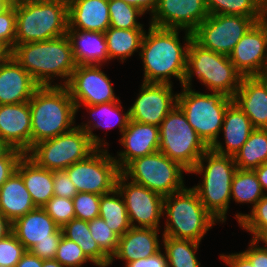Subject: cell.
<instances>
[{"label": "cell", "mask_w": 267, "mask_h": 267, "mask_svg": "<svg viewBox=\"0 0 267 267\" xmlns=\"http://www.w3.org/2000/svg\"><path fill=\"white\" fill-rule=\"evenodd\" d=\"M179 34L180 29L159 28L149 24L139 54L144 69L143 82L172 85L171 78L174 77L180 81L181 87L184 85L187 54L193 33L185 31L183 46Z\"/></svg>", "instance_id": "cell-1"}, {"label": "cell", "mask_w": 267, "mask_h": 267, "mask_svg": "<svg viewBox=\"0 0 267 267\" xmlns=\"http://www.w3.org/2000/svg\"><path fill=\"white\" fill-rule=\"evenodd\" d=\"M12 57L40 86H66L76 68L67 35L45 41L15 44ZM55 77L63 79V82L52 84Z\"/></svg>", "instance_id": "cell-2"}, {"label": "cell", "mask_w": 267, "mask_h": 267, "mask_svg": "<svg viewBox=\"0 0 267 267\" xmlns=\"http://www.w3.org/2000/svg\"><path fill=\"white\" fill-rule=\"evenodd\" d=\"M31 147L75 127L77 110L66 86H40L29 101Z\"/></svg>", "instance_id": "cell-3"}, {"label": "cell", "mask_w": 267, "mask_h": 267, "mask_svg": "<svg viewBox=\"0 0 267 267\" xmlns=\"http://www.w3.org/2000/svg\"><path fill=\"white\" fill-rule=\"evenodd\" d=\"M237 169L233 156L221 155L209 148L189 172L203 175L202 182L192 189L219 223H224L227 219L226 214L231 203V183Z\"/></svg>", "instance_id": "cell-4"}, {"label": "cell", "mask_w": 267, "mask_h": 267, "mask_svg": "<svg viewBox=\"0 0 267 267\" xmlns=\"http://www.w3.org/2000/svg\"><path fill=\"white\" fill-rule=\"evenodd\" d=\"M166 214V216H165ZM162 236L201 242L207 231L218 221L206 210L192 188L164 197Z\"/></svg>", "instance_id": "cell-5"}, {"label": "cell", "mask_w": 267, "mask_h": 267, "mask_svg": "<svg viewBox=\"0 0 267 267\" xmlns=\"http://www.w3.org/2000/svg\"><path fill=\"white\" fill-rule=\"evenodd\" d=\"M195 75L209 91L221 92L231 98L243 78L228 56L206 49L192 39L187 54L184 86L192 88Z\"/></svg>", "instance_id": "cell-6"}, {"label": "cell", "mask_w": 267, "mask_h": 267, "mask_svg": "<svg viewBox=\"0 0 267 267\" xmlns=\"http://www.w3.org/2000/svg\"><path fill=\"white\" fill-rule=\"evenodd\" d=\"M68 4L27 0L16 5L15 44L45 41L67 35Z\"/></svg>", "instance_id": "cell-7"}, {"label": "cell", "mask_w": 267, "mask_h": 267, "mask_svg": "<svg viewBox=\"0 0 267 267\" xmlns=\"http://www.w3.org/2000/svg\"><path fill=\"white\" fill-rule=\"evenodd\" d=\"M232 101L233 98L221 92L202 93L183 85L178 93L177 105L210 148L219 138L226 109Z\"/></svg>", "instance_id": "cell-8"}, {"label": "cell", "mask_w": 267, "mask_h": 267, "mask_svg": "<svg viewBox=\"0 0 267 267\" xmlns=\"http://www.w3.org/2000/svg\"><path fill=\"white\" fill-rule=\"evenodd\" d=\"M209 149L176 105L159 126L158 151L179 163L188 173Z\"/></svg>", "instance_id": "cell-9"}, {"label": "cell", "mask_w": 267, "mask_h": 267, "mask_svg": "<svg viewBox=\"0 0 267 267\" xmlns=\"http://www.w3.org/2000/svg\"><path fill=\"white\" fill-rule=\"evenodd\" d=\"M183 172L188 173L179 163L159 151L134 159L121 171L130 181L163 197L186 187Z\"/></svg>", "instance_id": "cell-10"}, {"label": "cell", "mask_w": 267, "mask_h": 267, "mask_svg": "<svg viewBox=\"0 0 267 267\" xmlns=\"http://www.w3.org/2000/svg\"><path fill=\"white\" fill-rule=\"evenodd\" d=\"M96 149L88 134L76 125L69 132L34 144L26 155L42 168L63 171Z\"/></svg>", "instance_id": "cell-11"}, {"label": "cell", "mask_w": 267, "mask_h": 267, "mask_svg": "<svg viewBox=\"0 0 267 267\" xmlns=\"http://www.w3.org/2000/svg\"><path fill=\"white\" fill-rule=\"evenodd\" d=\"M79 192L104 195L116 188L121 173L117 162L106 148H97L84 160L64 170Z\"/></svg>", "instance_id": "cell-12"}, {"label": "cell", "mask_w": 267, "mask_h": 267, "mask_svg": "<svg viewBox=\"0 0 267 267\" xmlns=\"http://www.w3.org/2000/svg\"><path fill=\"white\" fill-rule=\"evenodd\" d=\"M260 17L210 14L193 32L202 47L229 56L236 44Z\"/></svg>", "instance_id": "cell-13"}, {"label": "cell", "mask_w": 267, "mask_h": 267, "mask_svg": "<svg viewBox=\"0 0 267 267\" xmlns=\"http://www.w3.org/2000/svg\"><path fill=\"white\" fill-rule=\"evenodd\" d=\"M116 188L124 199L132 227L160 229V219L163 218V196L130 181L122 173L118 175Z\"/></svg>", "instance_id": "cell-14"}, {"label": "cell", "mask_w": 267, "mask_h": 267, "mask_svg": "<svg viewBox=\"0 0 267 267\" xmlns=\"http://www.w3.org/2000/svg\"><path fill=\"white\" fill-rule=\"evenodd\" d=\"M102 65H76L66 85L76 110L82 105H97L119 101L112 81L102 70Z\"/></svg>", "instance_id": "cell-15"}, {"label": "cell", "mask_w": 267, "mask_h": 267, "mask_svg": "<svg viewBox=\"0 0 267 267\" xmlns=\"http://www.w3.org/2000/svg\"><path fill=\"white\" fill-rule=\"evenodd\" d=\"M173 85L142 82L135 102L128 108L130 120L159 127L167 114L177 105L178 93Z\"/></svg>", "instance_id": "cell-16"}, {"label": "cell", "mask_w": 267, "mask_h": 267, "mask_svg": "<svg viewBox=\"0 0 267 267\" xmlns=\"http://www.w3.org/2000/svg\"><path fill=\"white\" fill-rule=\"evenodd\" d=\"M209 15L205 0H157L149 24L193 33Z\"/></svg>", "instance_id": "cell-17"}, {"label": "cell", "mask_w": 267, "mask_h": 267, "mask_svg": "<svg viewBox=\"0 0 267 267\" xmlns=\"http://www.w3.org/2000/svg\"><path fill=\"white\" fill-rule=\"evenodd\" d=\"M243 76H264L267 68V30L258 21L228 56Z\"/></svg>", "instance_id": "cell-18"}, {"label": "cell", "mask_w": 267, "mask_h": 267, "mask_svg": "<svg viewBox=\"0 0 267 267\" xmlns=\"http://www.w3.org/2000/svg\"><path fill=\"white\" fill-rule=\"evenodd\" d=\"M119 142L124 150L113 157L122 171L131 161L158 151L159 127L129 120Z\"/></svg>", "instance_id": "cell-19"}, {"label": "cell", "mask_w": 267, "mask_h": 267, "mask_svg": "<svg viewBox=\"0 0 267 267\" xmlns=\"http://www.w3.org/2000/svg\"><path fill=\"white\" fill-rule=\"evenodd\" d=\"M0 137L24 154L31 149L29 102L0 105Z\"/></svg>", "instance_id": "cell-20"}, {"label": "cell", "mask_w": 267, "mask_h": 267, "mask_svg": "<svg viewBox=\"0 0 267 267\" xmlns=\"http://www.w3.org/2000/svg\"><path fill=\"white\" fill-rule=\"evenodd\" d=\"M233 101L254 128L267 129V76H243Z\"/></svg>", "instance_id": "cell-21"}, {"label": "cell", "mask_w": 267, "mask_h": 267, "mask_svg": "<svg viewBox=\"0 0 267 267\" xmlns=\"http://www.w3.org/2000/svg\"><path fill=\"white\" fill-rule=\"evenodd\" d=\"M39 87L13 57L0 66V105L29 102Z\"/></svg>", "instance_id": "cell-22"}, {"label": "cell", "mask_w": 267, "mask_h": 267, "mask_svg": "<svg viewBox=\"0 0 267 267\" xmlns=\"http://www.w3.org/2000/svg\"><path fill=\"white\" fill-rule=\"evenodd\" d=\"M254 129L248 116L232 101L226 109L221 128L224 143L217 140L210 149L218 154L234 157Z\"/></svg>", "instance_id": "cell-23"}, {"label": "cell", "mask_w": 267, "mask_h": 267, "mask_svg": "<svg viewBox=\"0 0 267 267\" xmlns=\"http://www.w3.org/2000/svg\"><path fill=\"white\" fill-rule=\"evenodd\" d=\"M159 232L160 229L131 227L119 237L117 251L111 257L110 265L115 258L124 260L126 265L159 252L162 248L159 244Z\"/></svg>", "instance_id": "cell-24"}, {"label": "cell", "mask_w": 267, "mask_h": 267, "mask_svg": "<svg viewBox=\"0 0 267 267\" xmlns=\"http://www.w3.org/2000/svg\"><path fill=\"white\" fill-rule=\"evenodd\" d=\"M86 107V110H89V115L94 118L87 121V123H81L77 125L79 128L83 129L89 136L91 142L97 148H107L109 143L105 142L104 138H99L98 135L93 133V130L98 128L112 129L113 127L118 126L120 135L127 128L128 122L130 120L129 110L123 113V107L121 105V100L102 103L97 105H83ZM122 112V114H121ZM99 116V121L98 118ZM96 119V122H95ZM106 145V146H105Z\"/></svg>", "instance_id": "cell-25"}, {"label": "cell", "mask_w": 267, "mask_h": 267, "mask_svg": "<svg viewBox=\"0 0 267 267\" xmlns=\"http://www.w3.org/2000/svg\"><path fill=\"white\" fill-rule=\"evenodd\" d=\"M109 27L108 0H70L68 29L104 33Z\"/></svg>", "instance_id": "cell-26"}, {"label": "cell", "mask_w": 267, "mask_h": 267, "mask_svg": "<svg viewBox=\"0 0 267 267\" xmlns=\"http://www.w3.org/2000/svg\"><path fill=\"white\" fill-rule=\"evenodd\" d=\"M59 228L42 207H36L12 223V232L26 251L38 242L52 240V234Z\"/></svg>", "instance_id": "cell-27"}, {"label": "cell", "mask_w": 267, "mask_h": 267, "mask_svg": "<svg viewBox=\"0 0 267 267\" xmlns=\"http://www.w3.org/2000/svg\"><path fill=\"white\" fill-rule=\"evenodd\" d=\"M76 65H103L109 61L103 32L67 29Z\"/></svg>", "instance_id": "cell-28"}, {"label": "cell", "mask_w": 267, "mask_h": 267, "mask_svg": "<svg viewBox=\"0 0 267 267\" xmlns=\"http://www.w3.org/2000/svg\"><path fill=\"white\" fill-rule=\"evenodd\" d=\"M16 171L36 207L44 206L53 196V171L38 166L26 154L19 160Z\"/></svg>", "instance_id": "cell-29"}, {"label": "cell", "mask_w": 267, "mask_h": 267, "mask_svg": "<svg viewBox=\"0 0 267 267\" xmlns=\"http://www.w3.org/2000/svg\"><path fill=\"white\" fill-rule=\"evenodd\" d=\"M35 208L22 176L15 171L0 186V212L13 223Z\"/></svg>", "instance_id": "cell-30"}, {"label": "cell", "mask_w": 267, "mask_h": 267, "mask_svg": "<svg viewBox=\"0 0 267 267\" xmlns=\"http://www.w3.org/2000/svg\"><path fill=\"white\" fill-rule=\"evenodd\" d=\"M62 235L77 243L84 254L98 267H109L110 258L101 250L92 238L88 221L71 219L62 228Z\"/></svg>", "instance_id": "cell-31"}, {"label": "cell", "mask_w": 267, "mask_h": 267, "mask_svg": "<svg viewBox=\"0 0 267 267\" xmlns=\"http://www.w3.org/2000/svg\"><path fill=\"white\" fill-rule=\"evenodd\" d=\"M145 29H117L109 27L105 32L109 61L120 59L122 63L141 49Z\"/></svg>", "instance_id": "cell-32"}, {"label": "cell", "mask_w": 267, "mask_h": 267, "mask_svg": "<svg viewBox=\"0 0 267 267\" xmlns=\"http://www.w3.org/2000/svg\"><path fill=\"white\" fill-rule=\"evenodd\" d=\"M99 217L104 219L107 226L119 237L132 227L124 199L117 188L101 195Z\"/></svg>", "instance_id": "cell-33"}, {"label": "cell", "mask_w": 267, "mask_h": 267, "mask_svg": "<svg viewBox=\"0 0 267 267\" xmlns=\"http://www.w3.org/2000/svg\"><path fill=\"white\" fill-rule=\"evenodd\" d=\"M238 169L253 170L267 162V129L255 128L235 154Z\"/></svg>", "instance_id": "cell-34"}, {"label": "cell", "mask_w": 267, "mask_h": 267, "mask_svg": "<svg viewBox=\"0 0 267 267\" xmlns=\"http://www.w3.org/2000/svg\"><path fill=\"white\" fill-rule=\"evenodd\" d=\"M161 242L169 267H201L196 256L200 242L170 236H162Z\"/></svg>", "instance_id": "cell-35"}, {"label": "cell", "mask_w": 267, "mask_h": 267, "mask_svg": "<svg viewBox=\"0 0 267 267\" xmlns=\"http://www.w3.org/2000/svg\"><path fill=\"white\" fill-rule=\"evenodd\" d=\"M254 170L237 169L231 183V199L236 203H250L252 208L265 195Z\"/></svg>", "instance_id": "cell-36"}, {"label": "cell", "mask_w": 267, "mask_h": 267, "mask_svg": "<svg viewBox=\"0 0 267 267\" xmlns=\"http://www.w3.org/2000/svg\"><path fill=\"white\" fill-rule=\"evenodd\" d=\"M110 27L117 29H143L144 24L138 22L145 15L139 8L122 0H108Z\"/></svg>", "instance_id": "cell-37"}, {"label": "cell", "mask_w": 267, "mask_h": 267, "mask_svg": "<svg viewBox=\"0 0 267 267\" xmlns=\"http://www.w3.org/2000/svg\"><path fill=\"white\" fill-rule=\"evenodd\" d=\"M209 14L260 17L259 0H205Z\"/></svg>", "instance_id": "cell-38"}, {"label": "cell", "mask_w": 267, "mask_h": 267, "mask_svg": "<svg viewBox=\"0 0 267 267\" xmlns=\"http://www.w3.org/2000/svg\"><path fill=\"white\" fill-rule=\"evenodd\" d=\"M237 223L245 231L251 233L252 239H259L267 231V194L251 208L249 214L237 213Z\"/></svg>", "instance_id": "cell-39"}, {"label": "cell", "mask_w": 267, "mask_h": 267, "mask_svg": "<svg viewBox=\"0 0 267 267\" xmlns=\"http://www.w3.org/2000/svg\"><path fill=\"white\" fill-rule=\"evenodd\" d=\"M92 238L101 250L111 259L118 247L119 236L111 230L104 219L97 217L88 222Z\"/></svg>", "instance_id": "cell-40"}, {"label": "cell", "mask_w": 267, "mask_h": 267, "mask_svg": "<svg viewBox=\"0 0 267 267\" xmlns=\"http://www.w3.org/2000/svg\"><path fill=\"white\" fill-rule=\"evenodd\" d=\"M54 259L64 267H84L83 264L93 263L80 246L62 235Z\"/></svg>", "instance_id": "cell-41"}, {"label": "cell", "mask_w": 267, "mask_h": 267, "mask_svg": "<svg viewBox=\"0 0 267 267\" xmlns=\"http://www.w3.org/2000/svg\"><path fill=\"white\" fill-rule=\"evenodd\" d=\"M100 197L94 193H77L72 199L75 218L89 222L99 217Z\"/></svg>", "instance_id": "cell-42"}, {"label": "cell", "mask_w": 267, "mask_h": 267, "mask_svg": "<svg viewBox=\"0 0 267 267\" xmlns=\"http://www.w3.org/2000/svg\"><path fill=\"white\" fill-rule=\"evenodd\" d=\"M42 208L60 228L75 218L73 201L70 198L53 196Z\"/></svg>", "instance_id": "cell-43"}, {"label": "cell", "mask_w": 267, "mask_h": 267, "mask_svg": "<svg viewBox=\"0 0 267 267\" xmlns=\"http://www.w3.org/2000/svg\"><path fill=\"white\" fill-rule=\"evenodd\" d=\"M25 252L23 244L11 232L0 240V265L15 267Z\"/></svg>", "instance_id": "cell-44"}, {"label": "cell", "mask_w": 267, "mask_h": 267, "mask_svg": "<svg viewBox=\"0 0 267 267\" xmlns=\"http://www.w3.org/2000/svg\"><path fill=\"white\" fill-rule=\"evenodd\" d=\"M16 37V11L15 6H8L0 13V41L11 49L15 46Z\"/></svg>", "instance_id": "cell-45"}, {"label": "cell", "mask_w": 267, "mask_h": 267, "mask_svg": "<svg viewBox=\"0 0 267 267\" xmlns=\"http://www.w3.org/2000/svg\"><path fill=\"white\" fill-rule=\"evenodd\" d=\"M61 237L62 230L59 228L52 234V240L38 242L29 251L42 260L54 259Z\"/></svg>", "instance_id": "cell-46"}, {"label": "cell", "mask_w": 267, "mask_h": 267, "mask_svg": "<svg viewBox=\"0 0 267 267\" xmlns=\"http://www.w3.org/2000/svg\"><path fill=\"white\" fill-rule=\"evenodd\" d=\"M54 196L73 199L78 193L68 174L63 171H53Z\"/></svg>", "instance_id": "cell-47"}, {"label": "cell", "mask_w": 267, "mask_h": 267, "mask_svg": "<svg viewBox=\"0 0 267 267\" xmlns=\"http://www.w3.org/2000/svg\"><path fill=\"white\" fill-rule=\"evenodd\" d=\"M23 155L22 151L13 149L7 156L0 157V186L16 171Z\"/></svg>", "instance_id": "cell-48"}, {"label": "cell", "mask_w": 267, "mask_h": 267, "mask_svg": "<svg viewBox=\"0 0 267 267\" xmlns=\"http://www.w3.org/2000/svg\"><path fill=\"white\" fill-rule=\"evenodd\" d=\"M247 250L242 253L250 260L254 267H267V248L259 246L257 239H251Z\"/></svg>", "instance_id": "cell-49"}, {"label": "cell", "mask_w": 267, "mask_h": 267, "mask_svg": "<svg viewBox=\"0 0 267 267\" xmlns=\"http://www.w3.org/2000/svg\"><path fill=\"white\" fill-rule=\"evenodd\" d=\"M125 267H169L166 254L161 250L147 258L138 259L129 262Z\"/></svg>", "instance_id": "cell-50"}, {"label": "cell", "mask_w": 267, "mask_h": 267, "mask_svg": "<svg viewBox=\"0 0 267 267\" xmlns=\"http://www.w3.org/2000/svg\"><path fill=\"white\" fill-rule=\"evenodd\" d=\"M220 259L229 267H254L250 260L242 253L220 254Z\"/></svg>", "instance_id": "cell-51"}, {"label": "cell", "mask_w": 267, "mask_h": 267, "mask_svg": "<svg viewBox=\"0 0 267 267\" xmlns=\"http://www.w3.org/2000/svg\"><path fill=\"white\" fill-rule=\"evenodd\" d=\"M15 267H43V260L30 251H26Z\"/></svg>", "instance_id": "cell-52"}, {"label": "cell", "mask_w": 267, "mask_h": 267, "mask_svg": "<svg viewBox=\"0 0 267 267\" xmlns=\"http://www.w3.org/2000/svg\"><path fill=\"white\" fill-rule=\"evenodd\" d=\"M127 4L133 5L137 8H139L143 13H152L155 10L157 0H122Z\"/></svg>", "instance_id": "cell-53"}, {"label": "cell", "mask_w": 267, "mask_h": 267, "mask_svg": "<svg viewBox=\"0 0 267 267\" xmlns=\"http://www.w3.org/2000/svg\"><path fill=\"white\" fill-rule=\"evenodd\" d=\"M260 182L264 193L267 191V162L253 169ZM267 194V192H266Z\"/></svg>", "instance_id": "cell-54"}, {"label": "cell", "mask_w": 267, "mask_h": 267, "mask_svg": "<svg viewBox=\"0 0 267 267\" xmlns=\"http://www.w3.org/2000/svg\"><path fill=\"white\" fill-rule=\"evenodd\" d=\"M12 232V223L0 212V240Z\"/></svg>", "instance_id": "cell-55"}, {"label": "cell", "mask_w": 267, "mask_h": 267, "mask_svg": "<svg viewBox=\"0 0 267 267\" xmlns=\"http://www.w3.org/2000/svg\"><path fill=\"white\" fill-rule=\"evenodd\" d=\"M12 57V49L0 41V66L6 63Z\"/></svg>", "instance_id": "cell-56"}, {"label": "cell", "mask_w": 267, "mask_h": 267, "mask_svg": "<svg viewBox=\"0 0 267 267\" xmlns=\"http://www.w3.org/2000/svg\"><path fill=\"white\" fill-rule=\"evenodd\" d=\"M14 148L0 137V157L7 156Z\"/></svg>", "instance_id": "cell-57"}, {"label": "cell", "mask_w": 267, "mask_h": 267, "mask_svg": "<svg viewBox=\"0 0 267 267\" xmlns=\"http://www.w3.org/2000/svg\"><path fill=\"white\" fill-rule=\"evenodd\" d=\"M259 22L267 30V4L263 5L260 10V20Z\"/></svg>", "instance_id": "cell-58"}, {"label": "cell", "mask_w": 267, "mask_h": 267, "mask_svg": "<svg viewBox=\"0 0 267 267\" xmlns=\"http://www.w3.org/2000/svg\"><path fill=\"white\" fill-rule=\"evenodd\" d=\"M43 267H64L55 259L43 260Z\"/></svg>", "instance_id": "cell-59"}, {"label": "cell", "mask_w": 267, "mask_h": 267, "mask_svg": "<svg viewBox=\"0 0 267 267\" xmlns=\"http://www.w3.org/2000/svg\"><path fill=\"white\" fill-rule=\"evenodd\" d=\"M9 6H16L23 4L27 0H4Z\"/></svg>", "instance_id": "cell-60"}, {"label": "cell", "mask_w": 267, "mask_h": 267, "mask_svg": "<svg viewBox=\"0 0 267 267\" xmlns=\"http://www.w3.org/2000/svg\"><path fill=\"white\" fill-rule=\"evenodd\" d=\"M36 2H55V3H69L70 0H32Z\"/></svg>", "instance_id": "cell-61"}, {"label": "cell", "mask_w": 267, "mask_h": 267, "mask_svg": "<svg viewBox=\"0 0 267 267\" xmlns=\"http://www.w3.org/2000/svg\"><path fill=\"white\" fill-rule=\"evenodd\" d=\"M258 241L262 244H265V247L267 248V231L258 239Z\"/></svg>", "instance_id": "cell-62"}, {"label": "cell", "mask_w": 267, "mask_h": 267, "mask_svg": "<svg viewBox=\"0 0 267 267\" xmlns=\"http://www.w3.org/2000/svg\"><path fill=\"white\" fill-rule=\"evenodd\" d=\"M9 5L4 1L0 0V13L4 11Z\"/></svg>", "instance_id": "cell-63"}, {"label": "cell", "mask_w": 267, "mask_h": 267, "mask_svg": "<svg viewBox=\"0 0 267 267\" xmlns=\"http://www.w3.org/2000/svg\"><path fill=\"white\" fill-rule=\"evenodd\" d=\"M265 4H267V0H259L260 8Z\"/></svg>", "instance_id": "cell-64"}]
</instances>
